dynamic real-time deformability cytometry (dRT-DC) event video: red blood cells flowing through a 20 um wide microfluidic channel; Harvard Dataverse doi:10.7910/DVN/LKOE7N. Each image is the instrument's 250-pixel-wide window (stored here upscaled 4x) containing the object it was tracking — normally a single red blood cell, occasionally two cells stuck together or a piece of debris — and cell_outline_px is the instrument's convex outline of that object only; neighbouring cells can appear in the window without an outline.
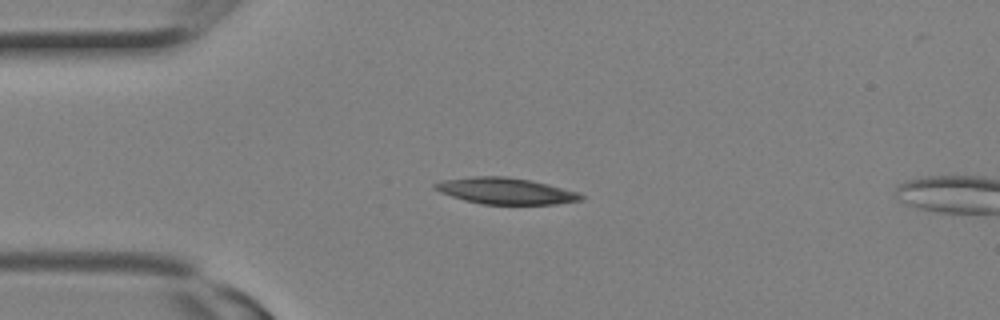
{"species": "Egyptian fruit bat (a non-hibernating species)", "species_latin": "Rousettus aegyptiacus", "temperature_condition": "room temperature", "stored_images_in_passage": 2, "camera_frame_rate_fps": 3000, "um_per_image_px": 0.085, "animal": {"sex": "female"}, "frame": {"image": 1, "passage_image": 1, "time_ms": 0.0, "image_size_px": [1000, 320], "cell_outline_px": [[584, 200], [556, 204], [480, 204], [464, 200], [440, 192], [432, 188], [432, 184], [440, 180], [472, 176], [504, 176], [532, 180], [548, 184], [576, 192], [584, 196]], "centroid_in_image_um": [42.93, 16.22], "position_along_channel_um": 42.1, "area_um2": 22.54}}